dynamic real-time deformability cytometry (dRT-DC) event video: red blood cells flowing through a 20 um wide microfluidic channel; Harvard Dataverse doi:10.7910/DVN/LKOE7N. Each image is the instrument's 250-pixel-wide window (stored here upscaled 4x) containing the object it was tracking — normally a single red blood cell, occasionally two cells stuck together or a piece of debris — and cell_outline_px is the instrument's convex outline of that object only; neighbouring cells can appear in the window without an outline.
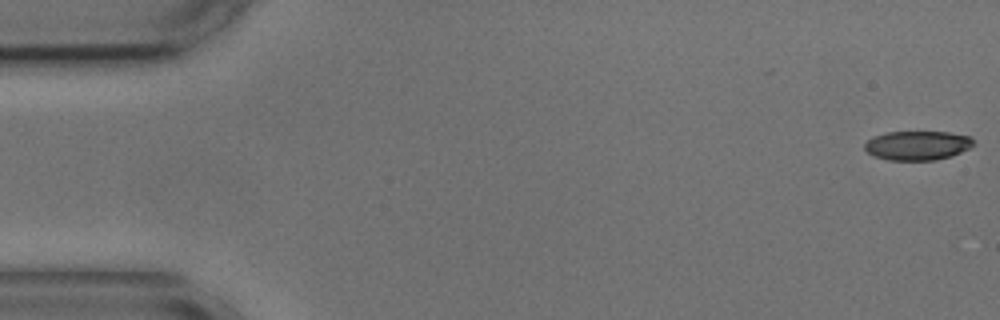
{"species": "common noctule bat (a hibernating species)", "species_latin": "Nyctalus noctula", "temperature_condition": "cold", "stored_images_in_passage": 54, "camera_frame_rate_fps": 3000, "um_per_image_px": 0.085, "animal": {"sex": "male", "body_mass_g": 17.9, "forearm_length_mm": 54.2}, "frame": {"image": 1, "passage_image": 1, "time_ms": 0.0, "image_size_px": [1000, 320], "cell_outline_px": [[976, 144], [952, 156], [936, 160], [888, 160], [876, 156], [868, 152], [864, 148], [864, 144], [872, 136], [888, 132], [948, 132], [972, 136]], "centroid_in_image_um": [78.01, 12.36], "position_along_channel_um": 7.0, "area_um2": 18.61}}
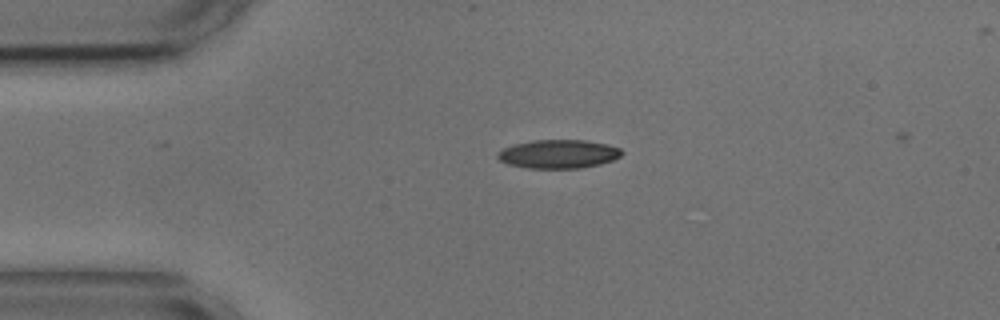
{"frame": {"image": 2, "passage_image": 12, "time_ms": 3.667, "image_size_px": [1000, 320], "cell_outline_px": [[624, 152], [620, 156], [612, 160], [600, 164], [580, 168], [528, 168], [508, 164], [500, 160], [496, 156], [496, 152], [512, 144], [532, 140], [584, 140], [608, 144], [620, 148]], "centroid_in_image_um": [47.45, 13.08], "position_along_channel_um": 37.5, "area_um2": 20.81}}
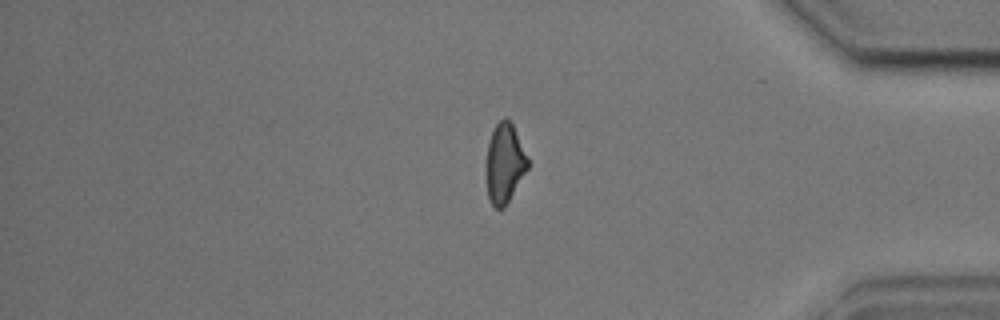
{"frame": {"image": 3, "passage_image": 46, "time_ms": 15.0, "image_size_px": [1000, 320], "cell_outline_px": [[528, 168], [504, 208], [496, 208], [488, 200], [484, 168], [484, 164], [488, 144], [492, 132], [496, 124], [504, 116], [512, 124], [528, 156]], "centroid_in_image_um": [42.85, 13.9], "position_along_channel_um": 392.4, "area_um2": 19.54}, "authors_computed_cell_mechanics": {"area_um2": 20.4612, "velocity_mm_per_s": 3.6106, "shape_relaxation_time_tau1_ms": 7.9219, "shape_relaxation_time_tau2_ms": 2.2755, "deformation_change_tau1": 0.1756, "deformation_change_tau2": 0.0942}}